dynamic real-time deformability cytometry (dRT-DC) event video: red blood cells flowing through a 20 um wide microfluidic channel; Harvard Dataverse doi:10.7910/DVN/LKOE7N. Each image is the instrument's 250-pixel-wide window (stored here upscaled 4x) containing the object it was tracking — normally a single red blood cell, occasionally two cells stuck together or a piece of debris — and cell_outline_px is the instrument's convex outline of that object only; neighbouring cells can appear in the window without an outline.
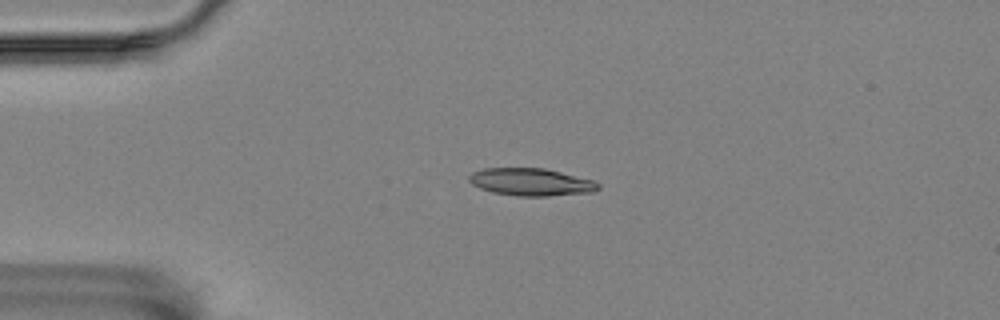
{"species": "Egyptian fruit bat (a non-hibernating species)", "species_latin": "Rousettus aegyptiacus", "temperature_condition": "room temperature", "stored_images_in_passage": 46, "camera_frame_rate_fps": 3000, "um_per_image_px": 0.085, "animal": {"sex": "female"}, "frame": {"image": 1, "passage_image": 3, "time_ms": 0.667, "image_size_px": [1000, 320], "cell_outline_px": [[600, 188], [592, 192], [548, 196], [516, 196], [492, 192], [480, 188], [472, 184], [468, 180], [468, 176], [472, 172], [484, 168], [544, 168], [592, 180], [600, 184]], "centroid_in_image_um": [45.11, 15.47], "position_along_channel_um": 39.9, "area_um2": 20.63}}
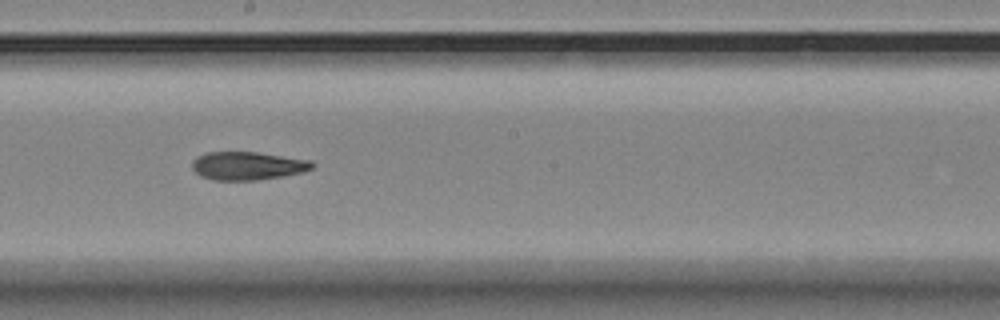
{"frame": {"image": 2, "passage_image": 21, "time_ms": 6.667, "image_size_px": [1000, 320], "cell_outline_px": [[316, 164], [312, 168], [304, 172], [284, 176], [256, 180], [212, 180], [200, 176], [192, 168], [192, 160], [196, 156], [204, 152], [256, 152], [312, 160]], "centroid_in_image_um": [21.05, 14.09], "position_along_channel_um": 227.2, "area_um2": 20.0}}
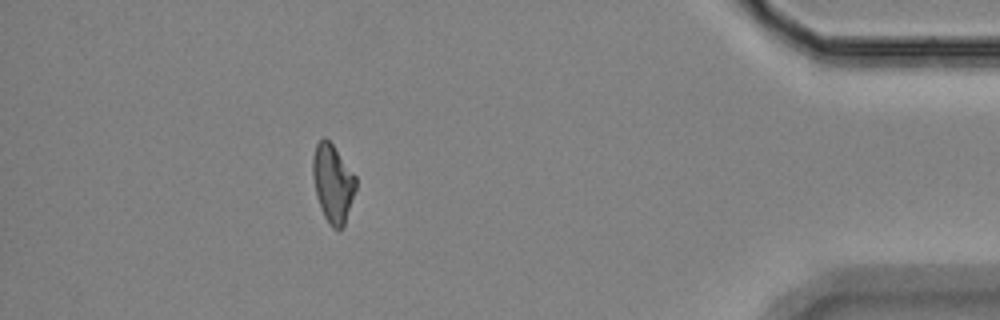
{"frame": {"image": 3, "passage_image": 40, "time_ms": 13.0, "image_size_px": [1000, 320], "cell_outline_px": [[356, 188], [344, 224], [340, 228], [332, 228], [328, 224], [324, 216], [316, 196], [312, 176], [312, 156], [316, 144], [324, 136], [332, 144], [356, 176]], "centroid_in_image_um": [28.26, 15.55], "position_along_channel_um": 406.9, "area_um2": 19.48}, "authors_computed_cell_mechanics": {"area_um2": 19.8254, "velocity_mm_per_s": 3.5732, "shape_relaxation_time_tau1_ms": null, "shape_relaxation_time_tau2_ms": 7.1336, "deformation_change_tau1": null, "deformation_change_tau2": 0.1596}}